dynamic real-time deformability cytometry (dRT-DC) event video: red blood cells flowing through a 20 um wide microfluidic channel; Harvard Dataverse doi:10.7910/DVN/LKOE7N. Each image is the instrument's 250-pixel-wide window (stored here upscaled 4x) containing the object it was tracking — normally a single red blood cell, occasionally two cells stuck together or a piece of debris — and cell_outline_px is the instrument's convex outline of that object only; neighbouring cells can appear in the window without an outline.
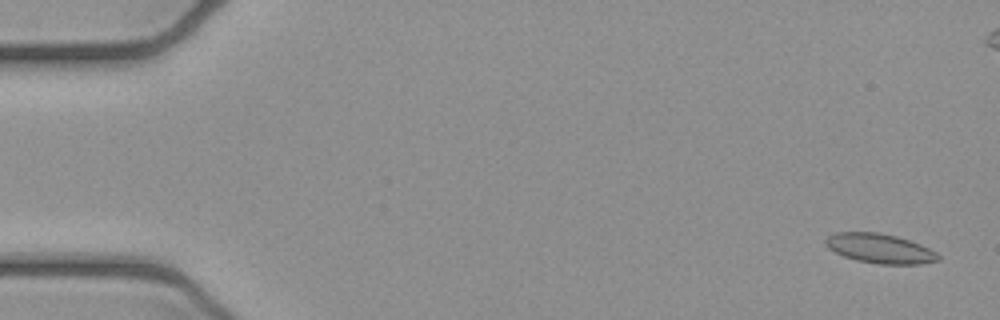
{"species": "common noctule bat (a hibernating species)", "species_latin": "Nyctalus noctula", "temperature_condition": "cold", "stored_images_in_passage": 7, "camera_frame_rate_fps": 3000, "um_per_image_px": 0.085, "animal": {"sex": "female", "body_mass_g": 21.9}, "frame": {"image": 1, "passage_image": 1, "time_ms": 0.0, "image_size_px": [1000, 320], "cell_outline_px": [[940, 260], [920, 264], [880, 264], [856, 260], [844, 256], [828, 248], [824, 244], [824, 240], [828, 236], [836, 232], [880, 232], [896, 236], [920, 244], [936, 252], [940, 256]], "centroid_in_image_um": [74.77, 21.11], "position_along_channel_um": 10.2, "area_um2": 19.36}}
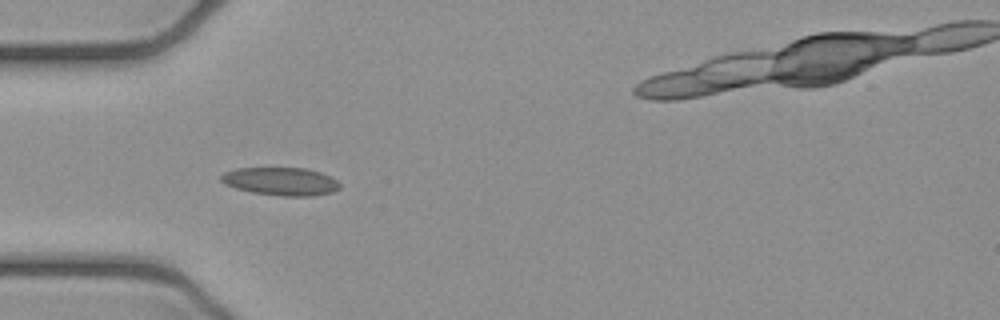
{"frame": {"image": 2, "passage_image": 5, "time_ms": 1.333, "image_size_px": [1000, 320], "cell_outline_px": [[340, 188], [332, 192], [312, 196], [280, 196], [252, 192], [236, 188], [224, 184], [220, 180], [220, 176], [224, 172], [236, 168], [304, 168], [320, 172], [336, 180], [340, 184]], "centroid_in_image_um": [23.84, 15.42], "position_along_channel_um": 61.2, "area_um2": 19.36}}
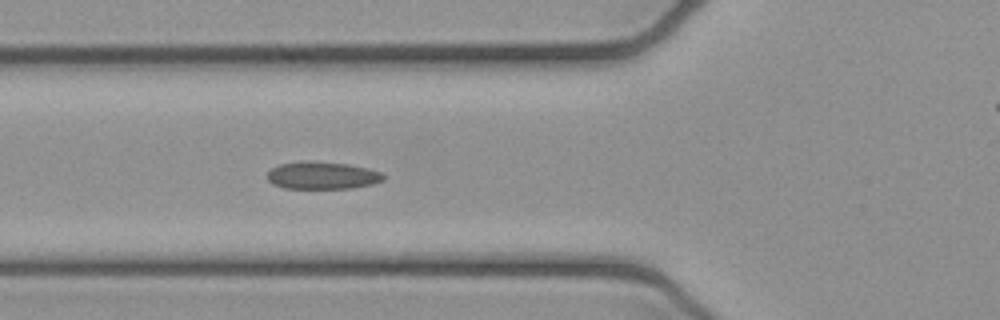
{"frame": {"image": 3, "passage_image": 6, "time_ms": 1.667, "image_size_px": [1000, 320], "cell_outline_px": [[384, 180], [372, 184], [352, 188], [284, 188], [272, 184], [268, 180], [268, 172], [272, 168], [280, 164], [304, 160], [312, 160], [348, 164], [368, 168], [380, 172], [384, 176]], "centroid_in_image_um": [27.38, 14.9], "position_along_channel_um": 98.4, "area_um2": 18.67}}